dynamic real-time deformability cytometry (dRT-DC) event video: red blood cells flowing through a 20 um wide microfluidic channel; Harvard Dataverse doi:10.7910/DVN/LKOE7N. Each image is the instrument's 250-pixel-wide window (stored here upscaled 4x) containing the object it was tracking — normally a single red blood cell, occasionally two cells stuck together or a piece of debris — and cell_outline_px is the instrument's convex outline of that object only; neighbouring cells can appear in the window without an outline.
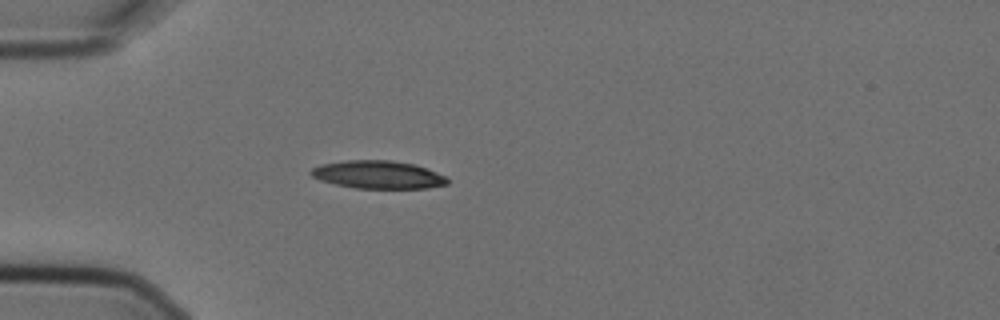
{"species": "Egyptian fruit bat (a non-hibernating species)", "species_latin": "Rousettus aegyptiacus", "temperature_condition": "cold", "stored_images_in_passage": 1, "camera_frame_rate_fps": 3000, "um_per_image_px": 0.085, "animal": {"sex": "female"}, "frame": {"image": 1, "passage_image": 1, "time_ms": 0.0, "image_size_px": [1000, 320], "cell_outline_px": [[448, 184], [428, 188], [356, 188], [336, 184], [320, 180], [312, 176], [308, 172], [312, 168], [320, 164], [348, 160], [392, 160], [416, 164], [448, 176]], "centroid_in_image_um": [32.16, 14.84], "position_along_channel_um": 52.8, "area_um2": 22.37}}